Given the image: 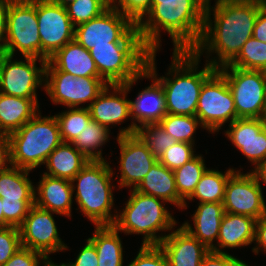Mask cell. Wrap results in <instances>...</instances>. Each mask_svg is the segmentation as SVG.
<instances>
[{"mask_svg": "<svg viewBox=\"0 0 266 266\" xmlns=\"http://www.w3.org/2000/svg\"><path fill=\"white\" fill-rule=\"evenodd\" d=\"M135 134L157 160L168 148L178 143L159 123L143 125L136 129Z\"/></svg>", "mask_w": 266, "mask_h": 266, "instance_id": "cell-37", "label": "cell"}, {"mask_svg": "<svg viewBox=\"0 0 266 266\" xmlns=\"http://www.w3.org/2000/svg\"><path fill=\"white\" fill-rule=\"evenodd\" d=\"M217 70L226 78L237 118H262L266 100V71L237 67Z\"/></svg>", "mask_w": 266, "mask_h": 266, "instance_id": "cell-11", "label": "cell"}, {"mask_svg": "<svg viewBox=\"0 0 266 266\" xmlns=\"http://www.w3.org/2000/svg\"><path fill=\"white\" fill-rule=\"evenodd\" d=\"M21 247L18 227H0V266L4 265Z\"/></svg>", "mask_w": 266, "mask_h": 266, "instance_id": "cell-40", "label": "cell"}, {"mask_svg": "<svg viewBox=\"0 0 266 266\" xmlns=\"http://www.w3.org/2000/svg\"><path fill=\"white\" fill-rule=\"evenodd\" d=\"M40 34V59L48 60L57 50L74 40L72 25L66 7L51 0H36Z\"/></svg>", "mask_w": 266, "mask_h": 266, "instance_id": "cell-13", "label": "cell"}, {"mask_svg": "<svg viewBox=\"0 0 266 266\" xmlns=\"http://www.w3.org/2000/svg\"><path fill=\"white\" fill-rule=\"evenodd\" d=\"M74 40L88 51L102 45H144L136 24L112 6L76 26Z\"/></svg>", "mask_w": 266, "mask_h": 266, "instance_id": "cell-7", "label": "cell"}, {"mask_svg": "<svg viewBox=\"0 0 266 266\" xmlns=\"http://www.w3.org/2000/svg\"><path fill=\"white\" fill-rule=\"evenodd\" d=\"M152 0H110V5L137 24L151 8Z\"/></svg>", "mask_w": 266, "mask_h": 266, "instance_id": "cell-43", "label": "cell"}, {"mask_svg": "<svg viewBox=\"0 0 266 266\" xmlns=\"http://www.w3.org/2000/svg\"><path fill=\"white\" fill-rule=\"evenodd\" d=\"M136 191L154 196L183 209L185 201L178 195L173 170L157 161L135 188Z\"/></svg>", "mask_w": 266, "mask_h": 266, "instance_id": "cell-26", "label": "cell"}, {"mask_svg": "<svg viewBox=\"0 0 266 266\" xmlns=\"http://www.w3.org/2000/svg\"><path fill=\"white\" fill-rule=\"evenodd\" d=\"M88 240L95 246L98 266H123V246L119 231L112 226H95Z\"/></svg>", "mask_w": 266, "mask_h": 266, "instance_id": "cell-30", "label": "cell"}, {"mask_svg": "<svg viewBox=\"0 0 266 266\" xmlns=\"http://www.w3.org/2000/svg\"><path fill=\"white\" fill-rule=\"evenodd\" d=\"M42 263L44 266H70L69 263H61L58 265V263H54L49 256H45Z\"/></svg>", "mask_w": 266, "mask_h": 266, "instance_id": "cell-52", "label": "cell"}, {"mask_svg": "<svg viewBox=\"0 0 266 266\" xmlns=\"http://www.w3.org/2000/svg\"><path fill=\"white\" fill-rule=\"evenodd\" d=\"M113 174L107 160H91L71 180L73 192L77 189L75 200L78 209L95 226H112L115 222L118 211L111 214L115 205V186L111 183Z\"/></svg>", "mask_w": 266, "mask_h": 266, "instance_id": "cell-4", "label": "cell"}, {"mask_svg": "<svg viewBox=\"0 0 266 266\" xmlns=\"http://www.w3.org/2000/svg\"><path fill=\"white\" fill-rule=\"evenodd\" d=\"M145 78V69L124 84L107 85L88 107L93 121L110 128V125L122 124L130 118V103L127 94L138 79ZM113 91H109V89Z\"/></svg>", "mask_w": 266, "mask_h": 266, "instance_id": "cell-18", "label": "cell"}, {"mask_svg": "<svg viewBox=\"0 0 266 266\" xmlns=\"http://www.w3.org/2000/svg\"><path fill=\"white\" fill-rule=\"evenodd\" d=\"M159 246L164 251L169 266H200L204 256L210 251L182 225L167 234Z\"/></svg>", "mask_w": 266, "mask_h": 266, "instance_id": "cell-21", "label": "cell"}, {"mask_svg": "<svg viewBox=\"0 0 266 266\" xmlns=\"http://www.w3.org/2000/svg\"><path fill=\"white\" fill-rule=\"evenodd\" d=\"M40 59V34L36 12V0H11L7 11L6 52L15 56Z\"/></svg>", "mask_w": 266, "mask_h": 266, "instance_id": "cell-9", "label": "cell"}, {"mask_svg": "<svg viewBox=\"0 0 266 266\" xmlns=\"http://www.w3.org/2000/svg\"><path fill=\"white\" fill-rule=\"evenodd\" d=\"M223 206L226 213L250 216L256 220L266 214L261 184L249 171H235L225 186Z\"/></svg>", "mask_w": 266, "mask_h": 266, "instance_id": "cell-15", "label": "cell"}, {"mask_svg": "<svg viewBox=\"0 0 266 266\" xmlns=\"http://www.w3.org/2000/svg\"><path fill=\"white\" fill-rule=\"evenodd\" d=\"M110 0H76L66 6L74 27L100 16L110 7Z\"/></svg>", "mask_w": 266, "mask_h": 266, "instance_id": "cell-38", "label": "cell"}, {"mask_svg": "<svg viewBox=\"0 0 266 266\" xmlns=\"http://www.w3.org/2000/svg\"><path fill=\"white\" fill-rule=\"evenodd\" d=\"M35 187V205L58 215L72 216V183L69 180L42 174Z\"/></svg>", "mask_w": 266, "mask_h": 266, "instance_id": "cell-22", "label": "cell"}, {"mask_svg": "<svg viewBox=\"0 0 266 266\" xmlns=\"http://www.w3.org/2000/svg\"><path fill=\"white\" fill-rule=\"evenodd\" d=\"M110 129L91 120L86 128L71 143L86 158L91 160H106L102 156V147L108 142Z\"/></svg>", "mask_w": 266, "mask_h": 266, "instance_id": "cell-32", "label": "cell"}, {"mask_svg": "<svg viewBox=\"0 0 266 266\" xmlns=\"http://www.w3.org/2000/svg\"><path fill=\"white\" fill-rule=\"evenodd\" d=\"M156 53L157 51H150L145 68L162 84L167 113L195 116L202 85L217 69L205 63L204 68L200 70V57L192 50H173L167 76L158 77Z\"/></svg>", "mask_w": 266, "mask_h": 266, "instance_id": "cell-3", "label": "cell"}, {"mask_svg": "<svg viewBox=\"0 0 266 266\" xmlns=\"http://www.w3.org/2000/svg\"><path fill=\"white\" fill-rule=\"evenodd\" d=\"M211 133L237 119L233 95L226 78L216 70L202 85L195 115Z\"/></svg>", "mask_w": 266, "mask_h": 266, "instance_id": "cell-12", "label": "cell"}, {"mask_svg": "<svg viewBox=\"0 0 266 266\" xmlns=\"http://www.w3.org/2000/svg\"><path fill=\"white\" fill-rule=\"evenodd\" d=\"M160 126L178 142H187L194 145V133L203 125L196 116L167 115L159 122Z\"/></svg>", "mask_w": 266, "mask_h": 266, "instance_id": "cell-35", "label": "cell"}, {"mask_svg": "<svg viewBox=\"0 0 266 266\" xmlns=\"http://www.w3.org/2000/svg\"><path fill=\"white\" fill-rule=\"evenodd\" d=\"M58 121L63 142L72 143L92 120L88 107L69 108L54 115Z\"/></svg>", "mask_w": 266, "mask_h": 266, "instance_id": "cell-34", "label": "cell"}, {"mask_svg": "<svg viewBox=\"0 0 266 266\" xmlns=\"http://www.w3.org/2000/svg\"><path fill=\"white\" fill-rule=\"evenodd\" d=\"M207 0L201 38L192 51L200 57L204 52L210 58L206 63L219 69L229 65L239 54L245 42L253 36L255 22L263 0ZM213 13V14H211ZM213 15V19H211ZM214 23V24H213ZM203 53V54H202Z\"/></svg>", "mask_w": 266, "mask_h": 266, "instance_id": "cell-1", "label": "cell"}, {"mask_svg": "<svg viewBox=\"0 0 266 266\" xmlns=\"http://www.w3.org/2000/svg\"><path fill=\"white\" fill-rule=\"evenodd\" d=\"M194 145L187 142H178L168 148L159 158V162L170 170H175L193 159L196 154Z\"/></svg>", "mask_w": 266, "mask_h": 266, "instance_id": "cell-39", "label": "cell"}, {"mask_svg": "<svg viewBox=\"0 0 266 266\" xmlns=\"http://www.w3.org/2000/svg\"><path fill=\"white\" fill-rule=\"evenodd\" d=\"M161 1H172V0H152V3H161Z\"/></svg>", "mask_w": 266, "mask_h": 266, "instance_id": "cell-57", "label": "cell"}, {"mask_svg": "<svg viewBox=\"0 0 266 266\" xmlns=\"http://www.w3.org/2000/svg\"><path fill=\"white\" fill-rule=\"evenodd\" d=\"M25 60H13V56L6 55L1 65L0 93L23 97L26 99H38L36 90L39 86L45 89L46 60H41V66L37 67L35 57H24ZM26 61V62H25Z\"/></svg>", "mask_w": 266, "mask_h": 266, "instance_id": "cell-14", "label": "cell"}, {"mask_svg": "<svg viewBox=\"0 0 266 266\" xmlns=\"http://www.w3.org/2000/svg\"><path fill=\"white\" fill-rule=\"evenodd\" d=\"M224 214L223 203H198V208L192 216L194 228L187 221L182 226L211 250L214 246L213 242L217 241L219 237L220 224Z\"/></svg>", "mask_w": 266, "mask_h": 266, "instance_id": "cell-25", "label": "cell"}, {"mask_svg": "<svg viewBox=\"0 0 266 266\" xmlns=\"http://www.w3.org/2000/svg\"><path fill=\"white\" fill-rule=\"evenodd\" d=\"M207 0H172L151 3L150 10L137 24L143 44L150 51L160 48L161 30L173 42L174 51L192 50L199 42Z\"/></svg>", "mask_w": 266, "mask_h": 266, "instance_id": "cell-2", "label": "cell"}, {"mask_svg": "<svg viewBox=\"0 0 266 266\" xmlns=\"http://www.w3.org/2000/svg\"><path fill=\"white\" fill-rule=\"evenodd\" d=\"M6 55H7V52L6 51H1L0 50V72H1L2 62H3L4 58L6 57Z\"/></svg>", "mask_w": 266, "mask_h": 266, "instance_id": "cell-55", "label": "cell"}, {"mask_svg": "<svg viewBox=\"0 0 266 266\" xmlns=\"http://www.w3.org/2000/svg\"><path fill=\"white\" fill-rule=\"evenodd\" d=\"M127 266H169L159 245H141L137 256Z\"/></svg>", "mask_w": 266, "mask_h": 266, "instance_id": "cell-42", "label": "cell"}, {"mask_svg": "<svg viewBox=\"0 0 266 266\" xmlns=\"http://www.w3.org/2000/svg\"><path fill=\"white\" fill-rule=\"evenodd\" d=\"M44 257L42 253L22 246L2 266H40Z\"/></svg>", "mask_w": 266, "mask_h": 266, "instance_id": "cell-44", "label": "cell"}, {"mask_svg": "<svg viewBox=\"0 0 266 266\" xmlns=\"http://www.w3.org/2000/svg\"><path fill=\"white\" fill-rule=\"evenodd\" d=\"M48 61L59 71L75 77H101L90 52L75 40L57 50Z\"/></svg>", "mask_w": 266, "mask_h": 266, "instance_id": "cell-24", "label": "cell"}, {"mask_svg": "<svg viewBox=\"0 0 266 266\" xmlns=\"http://www.w3.org/2000/svg\"><path fill=\"white\" fill-rule=\"evenodd\" d=\"M145 78L151 79L152 83L142 89L134 101L129 100L132 122L128 127H123L117 137L135 134L137 128L146 124H157L167 115V102L162 84L146 68Z\"/></svg>", "mask_w": 266, "mask_h": 266, "instance_id": "cell-19", "label": "cell"}, {"mask_svg": "<svg viewBox=\"0 0 266 266\" xmlns=\"http://www.w3.org/2000/svg\"><path fill=\"white\" fill-rule=\"evenodd\" d=\"M262 119H263V120L265 121V123H266V100H265V107H264V113H263Z\"/></svg>", "mask_w": 266, "mask_h": 266, "instance_id": "cell-56", "label": "cell"}, {"mask_svg": "<svg viewBox=\"0 0 266 266\" xmlns=\"http://www.w3.org/2000/svg\"><path fill=\"white\" fill-rule=\"evenodd\" d=\"M256 219L233 213L224 214L220 229L219 237L211 251L225 253L222 248H239L251 245L255 239Z\"/></svg>", "mask_w": 266, "mask_h": 266, "instance_id": "cell-23", "label": "cell"}, {"mask_svg": "<svg viewBox=\"0 0 266 266\" xmlns=\"http://www.w3.org/2000/svg\"><path fill=\"white\" fill-rule=\"evenodd\" d=\"M9 165V135L0 131V170Z\"/></svg>", "mask_w": 266, "mask_h": 266, "instance_id": "cell-50", "label": "cell"}, {"mask_svg": "<svg viewBox=\"0 0 266 266\" xmlns=\"http://www.w3.org/2000/svg\"><path fill=\"white\" fill-rule=\"evenodd\" d=\"M254 169V170H253ZM250 171L259 183L266 184V159Z\"/></svg>", "mask_w": 266, "mask_h": 266, "instance_id": "cell-51", "label": "cell"}, {"mask_svg": "<svg viewBox=\"0 0 266 266\" xmlns=\"http://www.w3.org/2000/svg\"><path fill=\"white\" fill-rule=\"evenodd\" d=\"M223 67L266 71V43L254 37L249 38L237 57L229 65Z\"/></svg>", "mask_w": 266, "mask_h": 266, "instance_id": "cell-36", "label": "cell"}, {"mask_svg": "<svg viewBox=\"0 0 266 266\" xmlns=\"http://www.w3.org/2000/svg\"><path fill=\"white\" fill-rule=\"evenodd\" d=\"M39 112L38 99L0 93V131L8 135L20 129Z\"/></svg>", "mask_w": 266, "mask_h": 266, "instance_id": "cell-27", "label": "cell"}, {"mask_svg": "<svg viewBox=\"0 0 266 266\" xmlns=\"http://www.w3.org/2000/svg\"><path fill=\"white\" fill-rule=\"evenodd\" d=\"M225 136L255 167L266 159V123L262 118H237Z\"/></svg>", "mask_w": 266, "mask_h": 266, "instance_id": "cell-20", "label": "cell"}, {"mask_svg": "<svg viewBox=\"0 0 266 266\" xmlns=\"http://www.w3.org/2000/svg\"><path fill=\"white\" fill-rule=\"evenodd\" d=\"M87 243L80 250L74 262H69L70 266H98V256L95 246L86 239Z\"/></svg>", "mask_w": 266, "mask_h": 266, "instance_id": "cell-46", "label": "cell"}, {"mask_svg": "<svg viewBox=\"0 0 266 266\" xmlns=\"http://www.w3.org/2000/svg\"><path fill=\"white\" fill-rule=\"evenodd\" d=\"M239 170L229 168L226 172L207 169L199 180L195 191L187 200H199V203H223L225 186L229 177Z\"/></svg>", "mask_w": 266, "mask_h": 266, "instance_id": "cell-31", "label": "cell"}, {"mask_svg": "<svg viewBox=\"0 0 266 266\" xmlns=\"http://www.w3.org/2000/svg\"><path fill=\"white\" fill-rule=\"evenodd\" d=\"M21 245L44 256L64 251L67 245L59 237L53 212L33 205L23 223L18 227Z\"/></svg>", "mask_w": 266, "mask_h": 266, "instance_id": "cell-16", "label": "cell"}, {"mask_svg": "<svg viewBox=\"0 0 266 266\" xmlns=\"http://www.w3.org/2000/svg\"><path fill=\"white\" fill-rule=\"evenodd\" d=\"M130 190L131 195L122 213H117L113 226L127 235L142 234V245H159L167 234L160 236L157 235L158 231L170 232L177 224L164 205L168 202L135 189Z\"/></svg>", "mask_w": 266, "mask_h": 266, "instance_id": "cell-6", "label": "cell"}, {"mask_svg": "<svg viewBox=\"0 0 266 266\" xmlns=\"http://www.w3.org/2000/svg\"><path fill=\"white\" fill-rule=\"evenodd\" d=\"M30 170L12 165L0 170L2 201H35V186L28 177Z\"/></svg>", "mask_w": 266, "mask_h": 266, "instance_id": "cell-29", "label": "cell"}, {"mask_svg": "<svg viewBox=\"0 0 266 266\" xmlns=\"http://www.w3.org/2000/svg\"><path fill=\"white\" fill-rule=\"evenodd\" d=\"M200 266H249L229 253L209 251L203 258Z\"/></svg>", "mask_w": 266, "mask_h": 266, "instance_id": "cell-45", "label": "cell"}, {"mask_svg": "<svg viewBox=\"0 0 266 266\" xmlns=\"http://www.w3.org/2000/svg\"><path fill=\"white\" fill-rule=\"evenodd\" d=\"M256 246L252 248V252L258 254L260 250L266 253V214L256 220L255 239Z\"/></svg>", "mask_w": 266, "mask_h": 266, "instance_id": "cell-47", "label": "cell"}, {"mask_svg": "<svg viewBox=\"0 0 266 266\" xmlns=\"http://www.w3.org/2000/svg\"><path fill=\"white\" fill-rule=\"evenodd\" d=\"M4 213V227H19L35 201H2Z\"/></svg>", "mask_w": 266, "mask_h": 266, "instance_id": "cell-41", "label": "cell"}, {"mask_svg": "<svg viewBox=\"0 0 266 266\" xmlns=\"http://www.w3.org/2000/svg\"><path fill=\"white\" fill-rule=\"evenodd\" d=\"M207 169L203 156L196 154L189 162L173 170L178 195L185 201L183 209H187L186 200L195 191L199 180Z\"/></svg>", "mask_w": 266, "mask_h": 266, "instance_id": "cell-33", "label": "cell"}, {"mask_svg": "<svg viewBox=\"0 0 266 266\" xmlns=\"http://www.w3.org/2000/svg\"><path fill=\"white\" fill-rule=\"evenodd\" d=\"M62 142L56 117H43L39 111L9 134V164L32 171L44 164Z\"/></svg>", "mask_w": 266, "mask_h": 266, "instance_id": "cell-5", "label": "cell"}, {"mask_svg": "<svg viewBox=\"0 0 266 266\" xmlns=\"http://www.w3.org/2000/svg\"><path fill=\"white\" fill-rule=\"evenodd\" d=\"M89 161L71 143L62 142L45 161L43 174L71 181Z\"/></svg>", "mask_w": 266, "mask_h": 266, "instance_id": "cell-28", "label": "cell"}, {"mask_svg": "<svg viewBox=\"0 0 266 266\" xmlns=\"http://www.w3.org/2000/svg\"><path fill=\"white\" fill-rule=\"evenodd\" d=\"M120 148V189L128 187L135 189L158 161L136 134L116 138Z\"/></svg>", "mask_w": 266, "mask_h": 266, "instance_id": "cell-17", "label": "cell"}, {"mask_svg": "<svg viewBox=\"0 0 266 266\" xmlns=\"http://www.w3.org/2000/svg\"><path fill=\"white\" fill-rule=\"evenodd\" d=\"M252 37L258 41L266 43V4L258 13Z\"/></svg>", "mask_w": 266, "mask_h": 266, "instance_id": "cell-49", "label": "cell"}, {"mask_svg": "<svg viewBox=\"0 0 266 266\" xmlns=\"http://www.w3.org/2000/svg\"><path fill=\"white\" fill-rule=\"evenodd\" d=\"M2 204V199L0 197V227H4V213Z\"/></svg>", "mask_w": 266, "mask_h": 266, "instance_id": "cell-54", "label": "cell"}, {"mask_svg": "<svg viewBox=\"0 0 266 266\" xmlns=\"http://www.w3.org/2000/svg\"><path fill=\"white\" fill-rule=\"evenodd\" d=\"M44 84L50 100L67 108H79L82 103L89 101L91 104L109 85L102 77H75L59 71L48 60Z\"/></svg>", "mask_w": 266, "mask_h": 266, "instance_id": "cell-10", "label": "cell"}, {"mask_svg": "<svg viewBox=\"0 0 266 266\" xmlns=\"http://www.w3.org/2000/svg\"><path fill=\"white\" fill-rule=\"evenodd\" d=\"M53 3L61 5L63 7L68 6L70 3L75 2L76 0H51Z\"/></svg>", "mask_w": 266, "mask_h": 266, "instance_id": "cell-53", "label": "cell"}, {"mask_svg": "<svg viewBox=\"0 0 266 266\" xmlns=\"http://www.w3.org/2000/svg\"><path fill=\"white\" fill-rule=\"evenodd\" d=\"M99 75L109 84H124L146 67L150 50L145 45H102L89 50Z\"/></svg>", "mask_w": 266, "mask_h": 266, "instance_id": "cell-8", "label": "cell"}, {"mask_svg": "<svg viewBox=\"0 0 266 266\" xmlns=\"http://www.w3.org/2000/svg\"><path fill=\"white\" fill-rule=\"evenodd\" d=\"M11 0H0V50L6 51L7 11Z\"/></svg>", "mask_w": 266, "mask_h": 266, "instance_id": "cell-48", "label": "cell"}]
</instances>
